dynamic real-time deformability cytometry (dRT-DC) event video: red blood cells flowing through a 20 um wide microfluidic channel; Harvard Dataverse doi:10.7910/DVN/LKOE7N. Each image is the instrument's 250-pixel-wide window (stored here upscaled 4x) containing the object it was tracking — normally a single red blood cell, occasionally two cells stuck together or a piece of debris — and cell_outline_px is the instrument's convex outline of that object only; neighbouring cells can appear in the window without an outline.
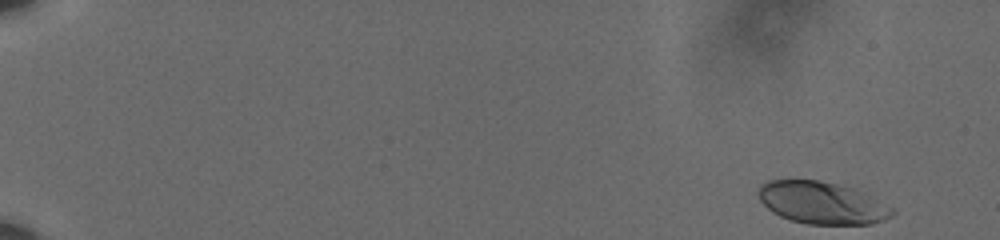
{"species": "human", "species_latin": "Homo sapiens", "temperature_condition": "cold", "stored_images_in_passage": 57, "camera_frame_rate_fps": 3000, "um_per_image_px": 0.085, "donor": {"sex": "male"}, "frame": {"image": 1, "passage_image": 1, "time_ms": 0.0, "image_size_px": [1000, 240], "cell_outline_px": [[896, 212], [892, 216], [884, 220], [872, 224], [808, 224], [792, 220], [780, 216], [772, 212], [760, 200], [756, 192], [760, 184], [768, 180], [820, 180], [856, 188], [864, 192], [892, 208]], "centroid_in_image_um": [69.86, 17.23], "position_along_channel_um": 15.1, "area_um2": 33.12}}
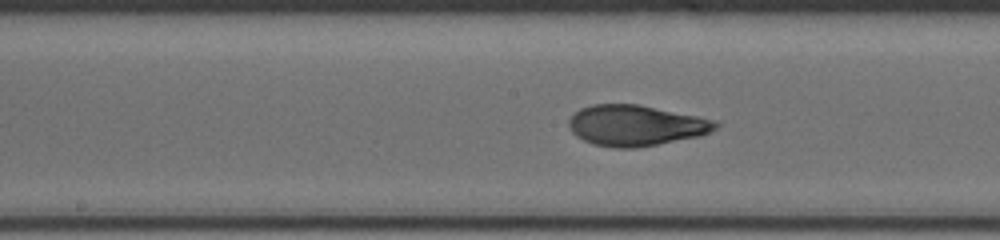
{"frame": {"image": 2, "passage_image": 31, "time_ms": 10.0, "image_size_px": [1000, 240], "cell_outline_px": [[720, 124], [716, 128], [700, 136], [636, 148], [616, 148], [592, 144], [576, 136], [568, 128], [568, 120], [580, 108], [592, 104], [640, 104], [716, 120]], "centroid_in_image_um": [54.02, 10.66], "position_along_channel_um": 194.2, "area_um2": 34.91}}
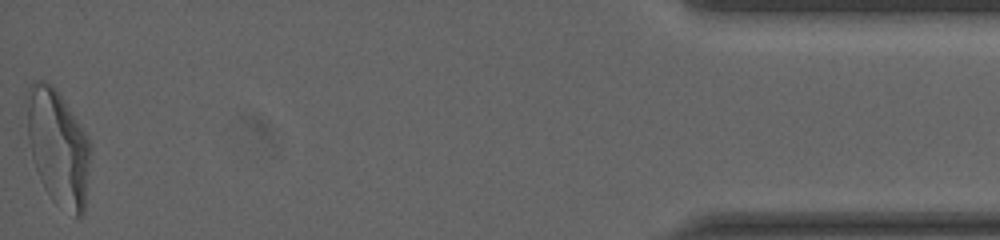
{"frame": {"image": 3, "passage_image": 57, "time_ms": 18.667, "image_size_px": [1000, 240], "cell_outline_px": [[92, 148], [84, 212], [80, 216], [76, 216], [52, 200], [44, 188], [40, 180], [32, 156], [28, 136], [24, 100], [28, 88], [32, 80], [44, 80], [52, 84], [56, 88], [88, 136], [92, 144]], "centroid_in_image_um": [4.93, 12.45], "position_along_channel_um": 430.3, "area_um2": 43.52}, "authors_computed_cell_mechanics": {"area_um2": 34.1598, "velocity_mm_per_s": 3.6026, "shape_relaxation_time_tau1_ms": 5.3741, "shape_relaxation_time_tau2_ms": 0.9533, "deformation_change_tau1": 0.2163, "deformation_change_tau2": 0.0714}}